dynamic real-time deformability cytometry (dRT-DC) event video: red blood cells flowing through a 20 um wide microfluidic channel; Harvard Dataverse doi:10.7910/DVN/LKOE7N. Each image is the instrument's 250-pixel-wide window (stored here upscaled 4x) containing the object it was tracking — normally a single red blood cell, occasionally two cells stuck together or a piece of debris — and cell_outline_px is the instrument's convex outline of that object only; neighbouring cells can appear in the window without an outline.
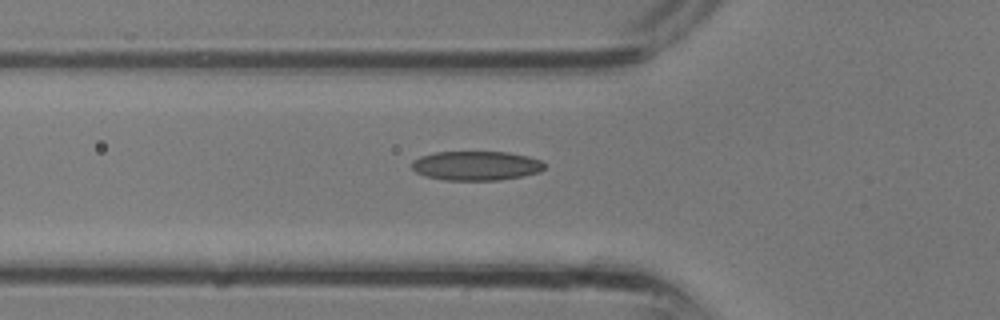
{"species": "common noctule bat (a hibernating species)", "species_latin": "Nyctalus noctula", "temperature_condition": "room temperature", "stored_images_in_passage": 23, "camera_frame_rate_fps": 3000, "um_per_image_px": 0.085, "animal": {"sex": "male", "body_mass_g": 13.3}, "frame": {"image": 1, "passage_image": 5, "time_ms": 1.333, "image_size_px": [1000, 320], "cell_outline_px": [[544, 168], [540, 172], [500, 180], [444, 180], [428, 176], [416, 172], [412, 168], [412, 160], [420, 156], [436, 152], [508, 152], [528, 156], [540, 160], [544, 164]], "centroid_in_image_um": [40.47, 14.08], "position_along_channel_um": 85.3, "area_um2": 22.54}}
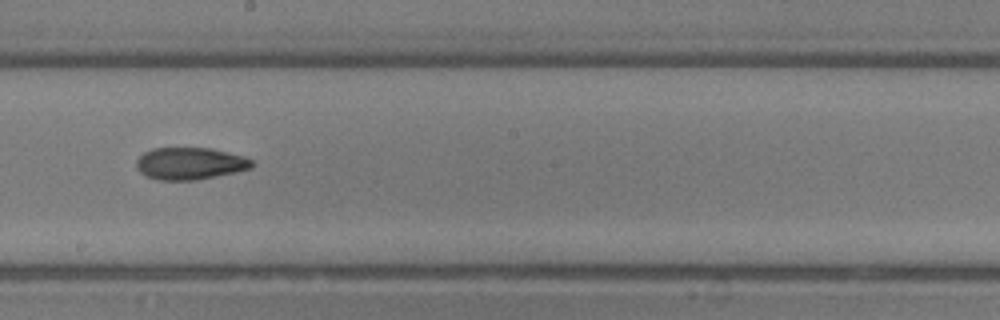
{"frame": {"image": 2, "passage_image": 12, "time_ms": 3.667, "image_size_px": [1000, 320], "cell_outline_px": [[252, 168], [236, 172], [196, 180], [160, 180], [148, 176], [140, 172], [136, 168], [136, 160], [144, 152], [152, 148], [212, 148], [244, 156], [252, 160]], "centroid_in_image_um": [16.15, 13.89], "position_along_channel_um": 232.1, "area_um2": 21.62}}
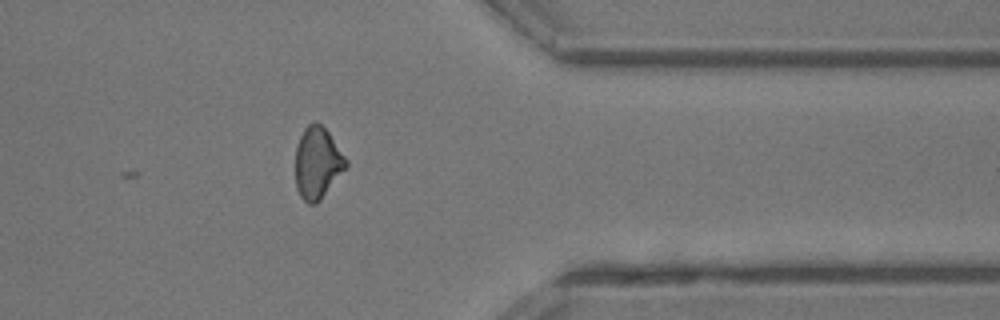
{"frame": {"image": 3, "passage_image": 20, "time_ms": 6.333, "image_size_px": [1000, 320], "cell_outline_px": [[348, 168], [320, 200], [316, 204], [308, 204], [300, 196], [296, 188], [296, 148], [300, 136], [304, 128], [312, 120], [316, 120], [328, 132], [348, 160]], "centroid_in_image_um": [27.0, 13.85], "position_along_channel_um": 384.4, "area_um2": 21.39}}